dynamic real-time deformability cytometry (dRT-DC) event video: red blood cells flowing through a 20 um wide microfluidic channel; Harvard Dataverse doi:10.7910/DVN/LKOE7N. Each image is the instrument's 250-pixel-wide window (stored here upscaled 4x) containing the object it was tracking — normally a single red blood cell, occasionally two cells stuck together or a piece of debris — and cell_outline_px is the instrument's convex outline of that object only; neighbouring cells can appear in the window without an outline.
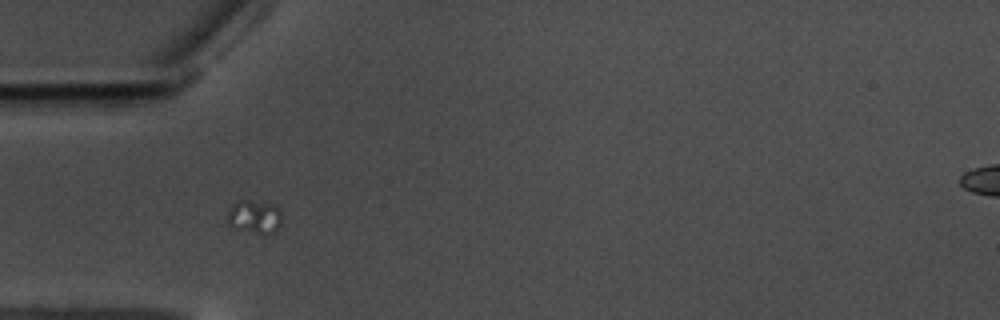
{"species": "common noctule bat (a hibernating species)", "species_latin": "Nyctalus noctula", "temperature_condition": "warm", "stored_images_in_passage": 27, "camera_frame_rate_fps": 3000, "um_per_image_px": 0.085, "animal": {"sex": "male", "body_mass_g": 17.5, "forearm_length_mm": 52.3}, "frame": {"image": 1, "passage_image": 14, "time_ms": 4.333, "image_size_px": [1000, 320], "cell_outline_px": [[280, 224], [272, 232], [264, 236], [236, 228], [228, 224], [228, 212], [232, 204], [236, 200], [248, 200], [276, 204], [280, 212]], "centroid_in_image_um": [21.62, 18.42], "position_along_channel_um": 63.4, "area_um2": 10.64}}
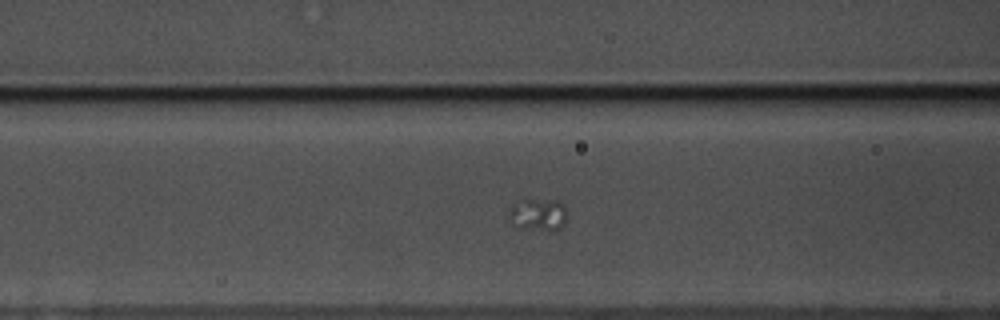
{"frame": {"image": 2, "passage_image": 20, "time_ms": 6.333, "image_size_px": [1000, 320], "cell_outline_px": [[564, 224], [560, 228], [552, 232], [520, 228], [508, 220], [508, 212], [512, 204], [516, 200], [556, 200], [564, 204]], "centroid_in_image_um": [45.68, 18.26], "position_along_channel_um": 120.9, "area_um2": 11.1}}